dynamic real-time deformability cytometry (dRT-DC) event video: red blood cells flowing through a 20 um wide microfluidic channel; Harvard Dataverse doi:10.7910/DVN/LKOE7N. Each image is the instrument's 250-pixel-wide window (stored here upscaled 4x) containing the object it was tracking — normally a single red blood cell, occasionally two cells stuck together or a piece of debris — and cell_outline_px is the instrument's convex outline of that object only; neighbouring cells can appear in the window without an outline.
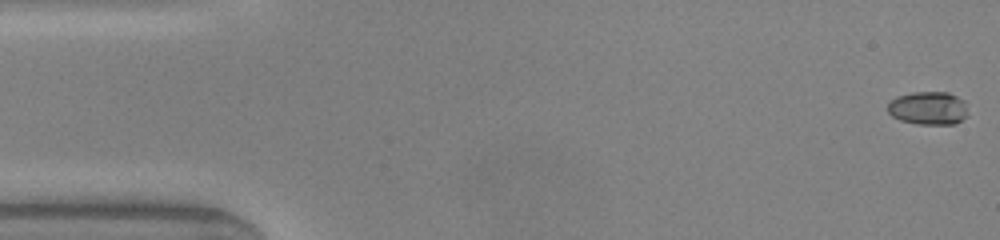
{"species": "common noctule bat (a hibernating species)", "species_latin": "Nyctalus noctula", "temperature_condition": "warm", "stored_images_in_passage": 50, "camera_frame_rate_fps": 3000, "um_per_image_px": 0.085, "animal": {"sex": "male", "body_mass_g": 20.0, "forearm_length_mm": 53.3}, "frame": {"image": 1, "passage_image": 1, "time_ms": 0.0, "image_size_px": [1000, 240], "cell_outline_px": [[968, 116], [956, 124], [920, 124], [900, 120], [892, 116], [888, 112], [888, 104], [896, 96], [912, 92], [948, 92], [964, 100]], "centroid_in_image_um": [78.92, 9.19], "position_along_channel_um": 6.1, "area_um2": 15.61}}
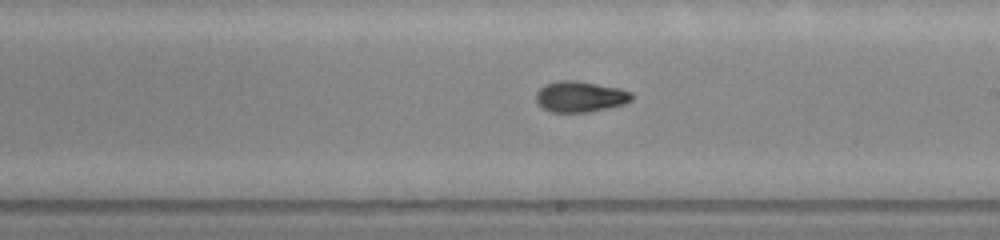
{"frame": {"image": 2, "passage_image": 28, "time_ms": 9.0, "image_size_px": [1000, 240], "cell_outline_px": [[632, 100], [624, 104], [608, 108], [588, 112], [552, 112], [544, 108], [536, 100], [536, 92], [544, 84], [556, 80], [576, 80], [620, 88], [632, 92]], "centroid_in_image_um": [49.32, 8.2], "position_along_channel_um": 239.7, "area_um2": 17.28}}
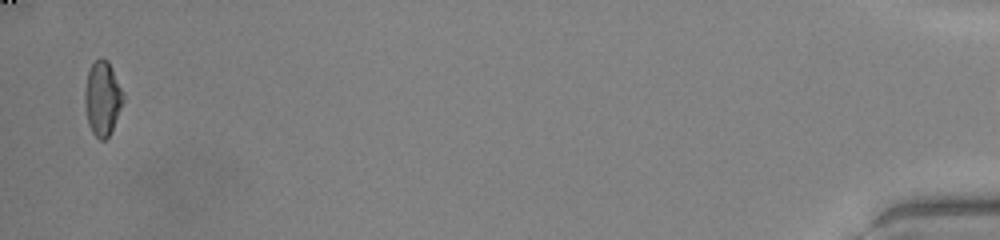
{"frame": {"image": 3, "passage_image": 49, "time_ms": 16.0, "image_size_px": [1000, 240], "cell_outline_px": [[124, 100], [112, 128], [108, 136], [104, 140], [100, 140], [92, 132], [88, 124], [84, 104], [84, 88], [88, 72], [92, 64], [100, 56], [108, 60], [124, 96]], "centroid_in_image_um": [8.68, 8.34], "position_along_channel_um": 426.5, "area_um2": 16.47}, "authors_computed_cell_mechanics": {"area_um2": 16.6464, "velocity_mm_per_s": 4.0665, "shape_relaxation_time_tau1_ms": 4.9743, "shape_relaxation_time_tau2_ms": 2.5292, "deformation_change_tau1": 0.197, "deformation_change_tau2": 0.0791}}